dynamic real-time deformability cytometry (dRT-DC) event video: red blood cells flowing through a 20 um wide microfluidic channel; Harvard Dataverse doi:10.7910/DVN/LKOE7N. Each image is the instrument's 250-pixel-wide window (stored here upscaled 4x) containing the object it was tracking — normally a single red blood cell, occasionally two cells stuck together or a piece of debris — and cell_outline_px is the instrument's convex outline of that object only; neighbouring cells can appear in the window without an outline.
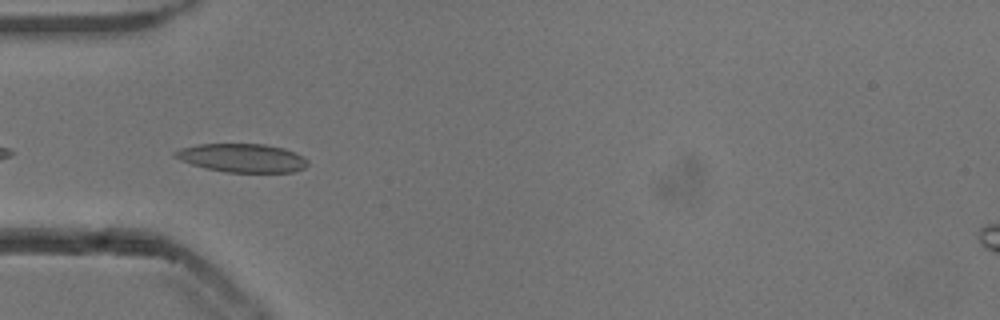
{"species": "common noctule bat (a hibernating species)", "species_latin": "Nyctalus noctula", "temperature_condition": "cold", "stored_images_in_passage": 39, "camera_frame_rate_fps": 3000, "um_per_image_px": 0.085, "animal": {"sex": "male", "body_mass_g": 13.3}, "frame": {"image": 1, "passage_image": 2, "time_ms": 0.333, "image_size_px": [1000, 320], "cell_outline_px": [[308, 164], [304, 168], [292, 172], [224, 172], [192, 164], [180, 160], [172, 156], [172, 152], [180, 148], [196, 144], [264, 144], [284, 148], [296, 152], [304, 156], [308, 160]], "centroid_in_image_um": [20.58, 13.41], "position_along_channel_um": 64.4, "area_um2": 22.2}}
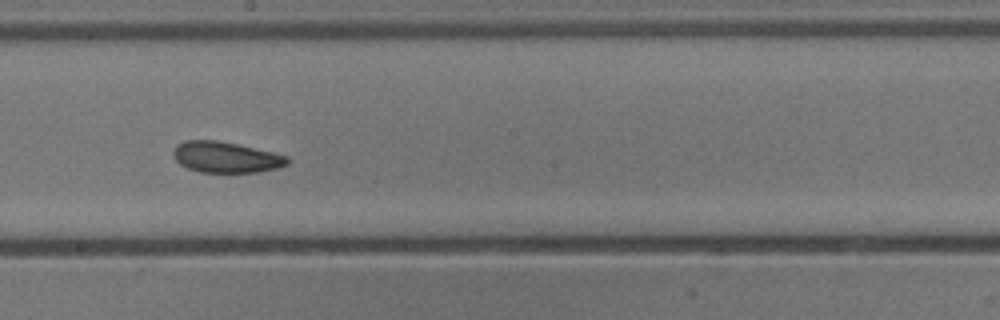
{"frame": {"image": 2, "passage_image": 15, "time_ms": 4.667, "image_size_px": [1000, 320], "cell_outline_px": [[292, 160], [288, 164], [276, 168], [260, 172], [200, 172], [188, 168], [180, 164], [176, 160], [172, 152], [180, 144], [188, 140], [216, 140], [236, 144], [272, 152], [288, 156]], "centroid_in_image_um": [19.25, 13.37], "position_along_channel_um": 229.0, "area_um2": 20.35}}
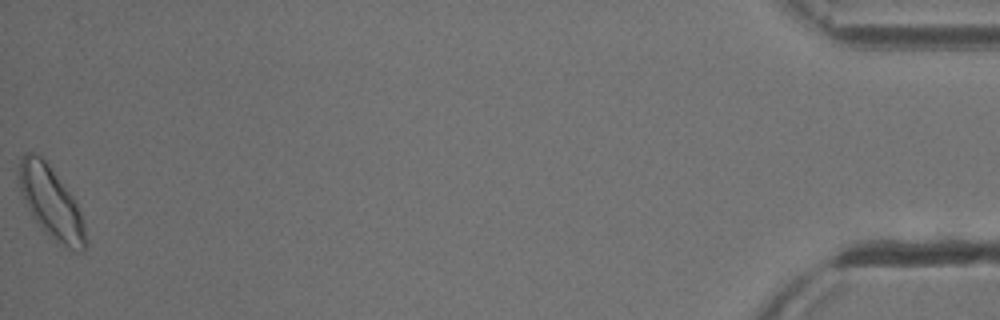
{"frame": {"image": 3, "passage_image": 39, "time_ms": 12.667, "image_size_px": [1000, 320], "cell_outline_px": [[88, 244], [84, 252], [72, 252], [56, 244], [44, 232], [32, 216], [20, 188], [20, 160], [24, 152], [32, 152], [40, 156], [48, 164], [72, 196], [80, 212], [88, 240]], "centroid_in_image_um": [4.4, 17.33], "position_along_channel_um": 430.8, "area_um2": 27.74}, "authors_computed_cell_mechanics": {"area_um2": 21.097, "velocity_mm_per_s": 3.8006, "shape_relaxation_time_tau1_ms": 7.6129, "shape_relaxation_time_tau2_ms": 3.2039, "deformation_change_tau1": 0.1211, "deformation_change_tau2": 0.0893}}